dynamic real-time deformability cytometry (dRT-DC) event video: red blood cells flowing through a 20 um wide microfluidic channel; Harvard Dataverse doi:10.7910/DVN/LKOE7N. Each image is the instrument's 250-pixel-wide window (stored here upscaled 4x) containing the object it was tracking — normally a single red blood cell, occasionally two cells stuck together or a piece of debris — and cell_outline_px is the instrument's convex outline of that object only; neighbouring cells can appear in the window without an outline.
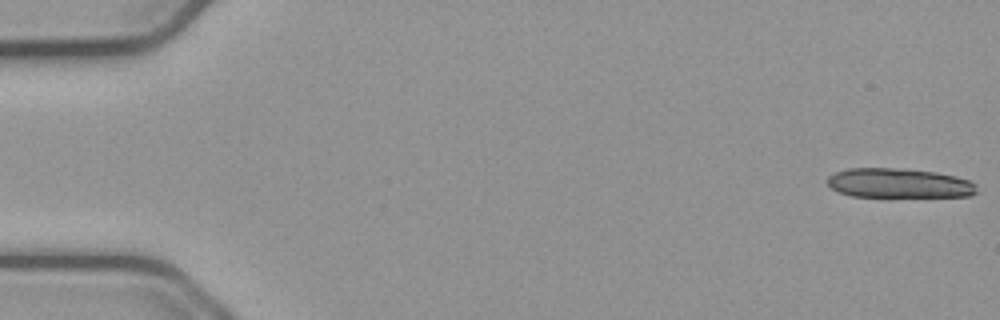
{"species": "common noctule bat (a hibernating species)", "species_latin": "Nyctalus noctula", "temperature_condition": "cold", "stored_images_in_passage": 16, "camera_frame_rate_fps": 3000, "um_per_image_px": 0.085, "animal": {"sex": "male", "body_mass_g": 23.1, "forearm_length_mm": 52.7}, "frame": {"image": 1, "passage_image": 1, "time_ms": 0.0, "image_size_px": [1000, 320], "cell_outline_px": [[976, 192], [968, 196], [852, 196], [840, 192], [832, 188], [828, 184], [828, 176], [836, 172], [848, 168], [904, 168], [936, 172], [956, 176], [968, 180], [976, 184]], "centroid_in_image_um": [76.41, 15.55], "position_along_channel_um": 8.6, "area_um2": 25.49}}